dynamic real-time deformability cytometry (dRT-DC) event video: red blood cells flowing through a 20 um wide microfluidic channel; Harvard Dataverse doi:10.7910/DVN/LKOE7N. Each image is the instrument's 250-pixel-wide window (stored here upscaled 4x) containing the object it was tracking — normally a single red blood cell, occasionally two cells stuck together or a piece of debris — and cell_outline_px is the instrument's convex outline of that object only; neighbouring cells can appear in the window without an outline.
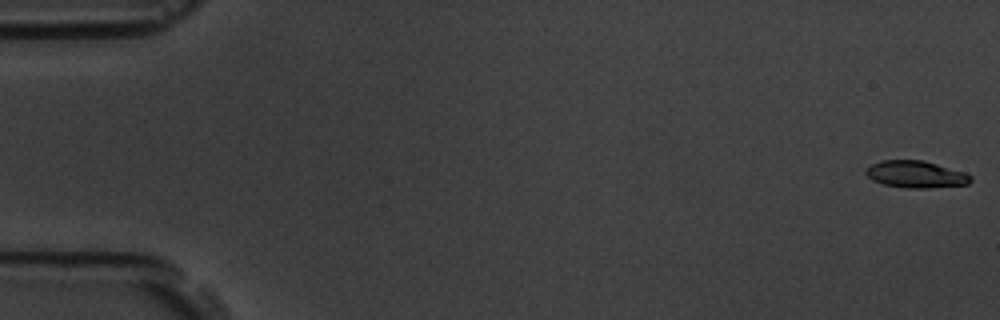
{"species": "common noctule bat (a hibernating species)", "species_latin": "Nyctalus noctula", "temperature_condition": "room temperature", "stored_images_in_passage": 8, "camera_frame_rate_fps": 3000, "um_per_image_px": 0.085, "animal": {"sex": "male", "body_mass_g": 19.5, "forearm_length_mm": 54.6}, "frame": {"image": 1, "passage_image": 1, "time_ms": 0.0, "image_size_px": [1000, 320], "cell_outline_px": [[972, 180], [968, 184], [928, 188], [908, 188], [884, 184], [872, 180], [864, 172], [864, 168], [880, 160], [924, 160], [964, 172], [972, 176]], "centroid_in_image_um": [77.83, 14.81], "position_along_channel_um": 7.2, "area_um2": 16.53}}
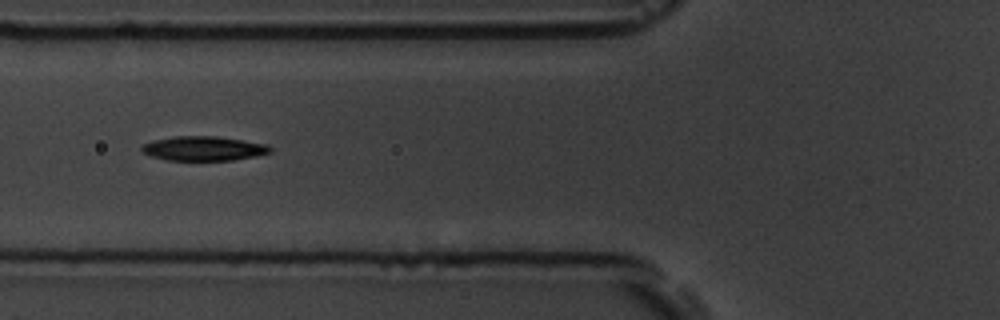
{"frame": {"image": 2, "passage_image": 7, "time_ms": 7.0, "image_size_px": [1000, 320], "cell_outline_px": [[272, 152], [256, 156], [232, 160], [168, 160], [152, 156], [140, 152], [140, 148], [144, 144], [152, 140], [176, 136], [216, 136], [268, 144], [272, 148]], "centroid_in_image_um": [17.31, 12.62], "position_along_channel_um": 108.5, "area_um2": 18.32}}
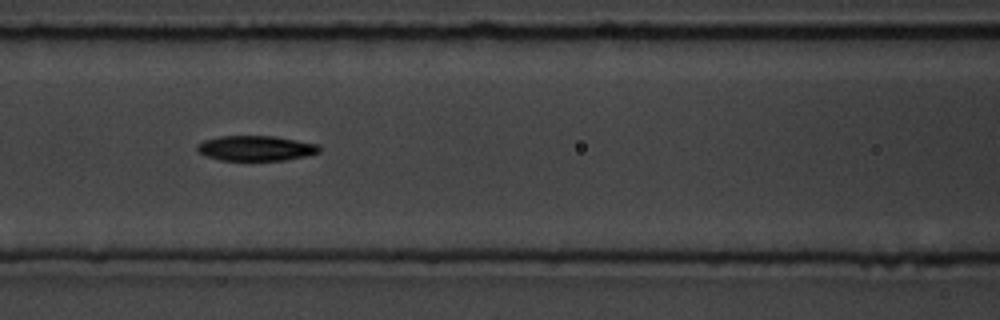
{"frame": {"image": 3, "passage_image": 8, "time_ms": 8.0, "image_size_px": [1000, 320], "cell_outline_px": [[320, 152], [304, 156], [284, 160], [220, 160], [204, 156], [196, 152], [196, 144], [204, 140], [220, 136], [276, 136], [320, 144]], "centroid_in_image_um": [21.71, 12.59], "position_along_channel_um": 144.9, "area_um2": 18.09}}